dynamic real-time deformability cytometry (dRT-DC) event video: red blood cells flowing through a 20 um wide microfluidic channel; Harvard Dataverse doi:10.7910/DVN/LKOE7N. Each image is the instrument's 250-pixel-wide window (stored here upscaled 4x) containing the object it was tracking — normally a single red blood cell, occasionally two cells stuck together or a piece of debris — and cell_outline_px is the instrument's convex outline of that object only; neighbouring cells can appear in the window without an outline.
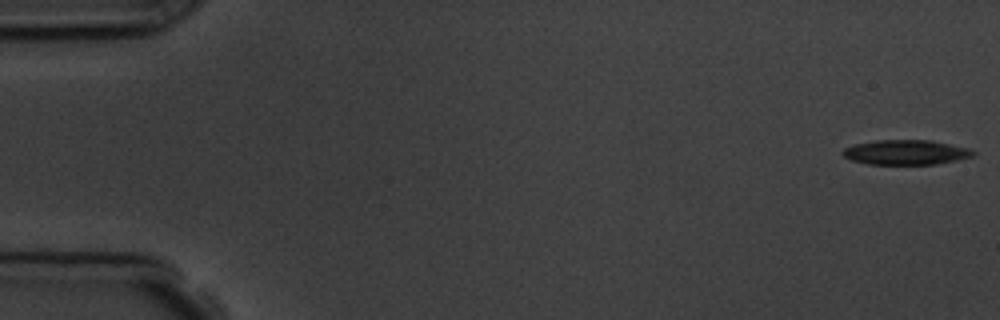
{"species": "common noctule bat (a hibernating species)", "species_latin": "Nyctalus noctula", "temperature_condition": "room temperature", "stored_images_in_passage": 5, "camera_frame_rate_fps": 3000, "um_per_image_px": 0.085, "animal": {"sex": "male", "body_mass_g": 19.5, "forearm_length_mm": 54.6}, "frame": {"image": 1, "passage_image": 1, "time_ms": 0.0, "image_size_px": [1000, 320], "cell_outline_px": [[976, 152], [972, 156], [956, 160], [936, 164], [868, 164], [852, 160], [844, 156], [840, 152], [844, 148], [856, 144], [876, 140], [932, 140], [968, 148]], "centroid_in_image_um": [76.98, 12.94], "position_along_channel_um": 8.0, "area_um2": 18.73}}
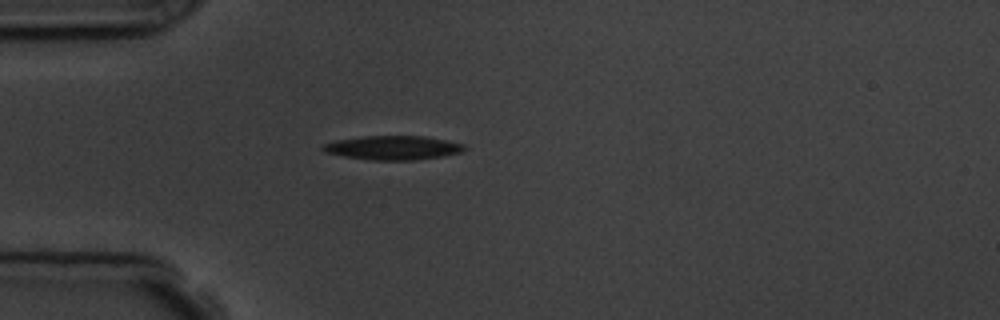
{"frame": {"image": 2, "passage_image": 5, "time_ms": 4.667, "image_size_px": [1000, 320], "cell_outline_px": [[468, 148], [460, 152], [444, 156], [412, 160], [372, 160], [344, 156], [324, 152], [320, 148], [324, 144], [336, 140], [364, 136], [424, 136], [464, 144]], "centroid_in_image_um": [33.4, 12.56], "position_along_channel_um": 51.6, "area_um2": 19.71}}